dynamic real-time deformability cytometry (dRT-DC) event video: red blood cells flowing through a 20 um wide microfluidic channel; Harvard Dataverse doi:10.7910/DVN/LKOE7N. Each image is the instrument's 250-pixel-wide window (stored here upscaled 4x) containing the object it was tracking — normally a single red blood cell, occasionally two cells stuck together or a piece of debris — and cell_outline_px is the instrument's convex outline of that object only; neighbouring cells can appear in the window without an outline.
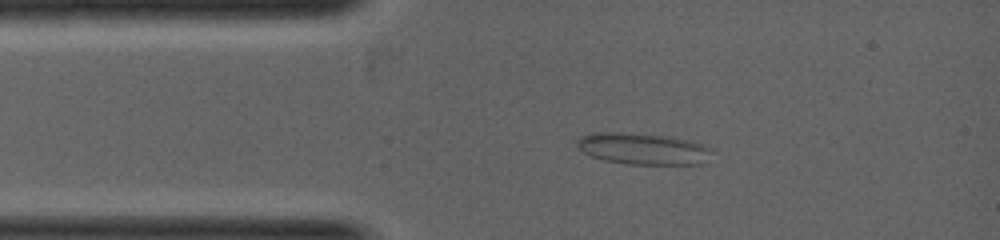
{"species": "common noctule bat (a hibernating species)", "species_latin": "Nyctalus noctula", "temperature_condition": "warm", "stored_images_in_passage": 2, "camera_frame_rate_fps": 5000, "um_per_image_px": 0.085, "animal": {"sex": "female", "body_mass_g": 19.0, "forearm_length_mm": 53.3}, "frame": {"image": 1, "passage_image": 1, "time_ms": 0.0, "image_size_px": [1000, 240], "cell_outline_px": [[716, 148], [708, 164], [624, 164], [604, 160], [592, 156], [576, 148], [576, 140], [592, 132], [620, 132], [668, 136], [696, 140]], "centroid_in_image_um": [54.8, 12.64], "position_along_channel_um": 30.2, "area_um2": 25.61}}
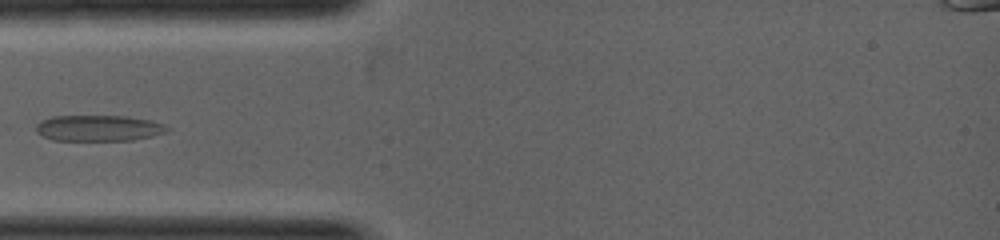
{"frame": {"image": 2, "passage_image": 2, "time_ms": 0.8, "image_size_px": [1000, 240], "cell_outline_px": [[172, 128], [168, 132], [132, 140], [52, 140], [36, 132], [36, 124], [40, 120], [52, 116], [128, 116], [152, 120], [164, 124]], "centroid_in_image_um": [8.41, 10.88], "position_along_channel_um": 76.6, "area_um2": 20.0}}